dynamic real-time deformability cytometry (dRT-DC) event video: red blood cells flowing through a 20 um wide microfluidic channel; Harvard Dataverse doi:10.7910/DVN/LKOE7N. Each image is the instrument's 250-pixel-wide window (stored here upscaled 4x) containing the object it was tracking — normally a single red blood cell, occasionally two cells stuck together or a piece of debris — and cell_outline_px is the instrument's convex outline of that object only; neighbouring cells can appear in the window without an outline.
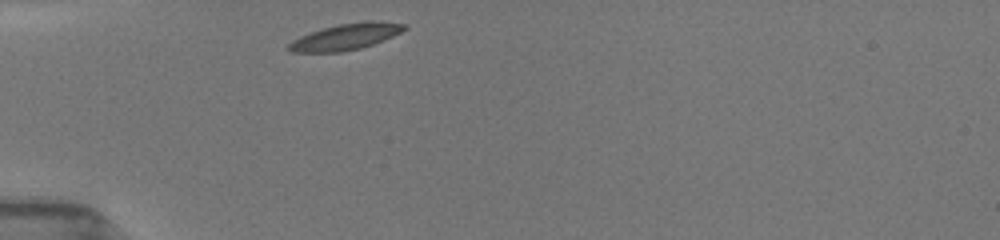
{"species": "common noctule bat (a hibernating species)", "species_latin": "Nyctalus noctula", "temperature_condition": "room temperature", "stored_images_in_passage": 31, "camera_frame_rate_fps": 3000, "um_per_image_px": 0.085, "animal": {"sex": "female", "body_mass_g": 19.5, "forearm_length_mm": 54.1}, "frame": {"image": 1, "passage_image": 1, "time_ms": 0.0, "image_size_px": [1000, 240], "cell_outline_px": [[408, 28], [392, 36], [372, 44], [360, 48], [340, 52], [292, 52], [284, 48], [292, 40], [300, 36], [324, 28], [340, 24], [372, 20], [404, 24]], "centroid_in_image_um": [29.34, 3.13], "position_along_channel_um": 55.7, "area_um2": 17.4}}
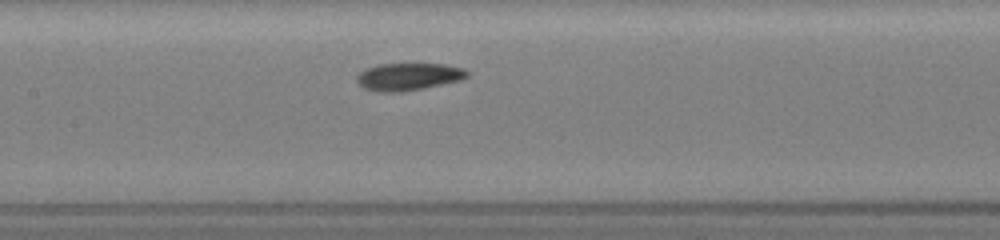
{"frame": {"image": 2, "passage_image": 11, "time_ms": 3.333, "image_size_px": [1000, 240], "cell_outline_px": [[468, 76], [460, 80], [424, 88], [400, 92], [376, 92], [364, 88], [356, 80], [356, 76], [360, 72], [368, 68], [380, 64], [444, 64], [464, 68], [468, 72]], "centroid_in_image_um": [34.71, 6.52], "position_along_channel_um": 172.7, "area_um2": 17.51}}
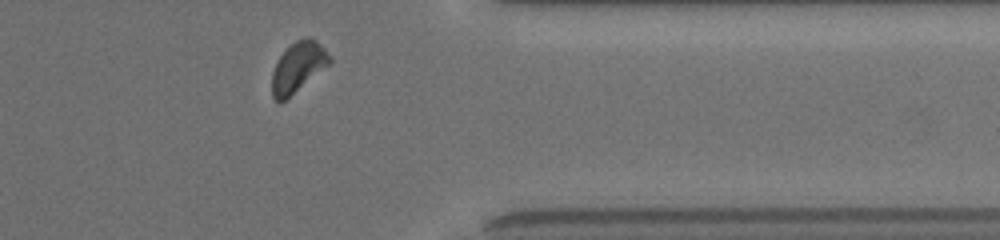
{"frame": {"image": 3, "passage_image": 28, "time_ms": 9.0, "image_size_px": [1000, 240], "cell_outline_px": [[332, 64], [280, 104], [276, 104], [272, 96], [272, 72], [280, 56], [296, 40], [308, 36], [312, 36], [332, 56]], "centroid_in_image_um": [25.37, 5.73], "position_along_channel_um": 386.0, "area_um2": 17.22}, "authors_computed_cell_mechanics": {"area_um2": 17.4556, "velocity_mm_per_s": 3.9125, "shape_relaxation_time_tau1_ms": 2.2757, "shape_relaxation_time_tau2_ms": null, "deformation_change_tau1": 0.1036, "deformation_change_tau2": null}}